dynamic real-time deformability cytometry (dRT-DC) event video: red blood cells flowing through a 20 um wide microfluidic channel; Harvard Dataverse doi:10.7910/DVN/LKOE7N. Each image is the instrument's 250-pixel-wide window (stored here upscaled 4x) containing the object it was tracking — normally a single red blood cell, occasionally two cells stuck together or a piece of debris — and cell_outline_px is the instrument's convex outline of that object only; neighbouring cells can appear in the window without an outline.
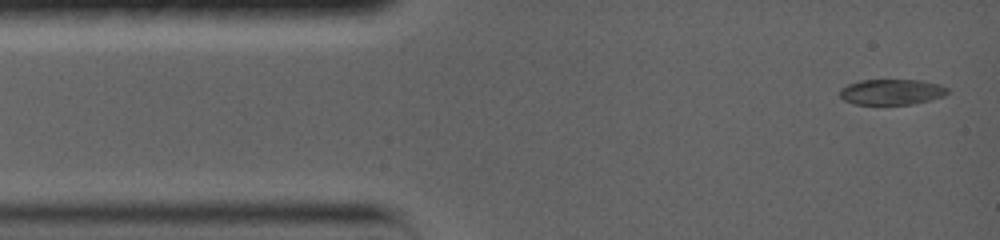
{"species": "common noctule bat (a hibernating species)", "species_latin": "Nyctalus noctula", "temperature_condition": "warm", "stored_images_in_passage": 9, "camera_frame_rate_fps": 5000, "um_per_image_px": 0.085, "animal": {"sex": "female", "body_mass_g": 19.0, "forearm_length_mm": 56.7}, "frame": {"image": 1, "passage_image": 1, "time_ms": 0.0, "image_size_px": [1000, 240], "cell_outline_px": [[948, 92], [944, 96], [912, 104], [856, 104], [844, 100], [840, 96], [840, 88], [848, 84], [860, 80], [920, 80], [940, 84], [948, 88]], "centroid_in_image_um": [75.79, 7.8], "position_along_channel_um": 9.2, "area_um2": 16.01}}
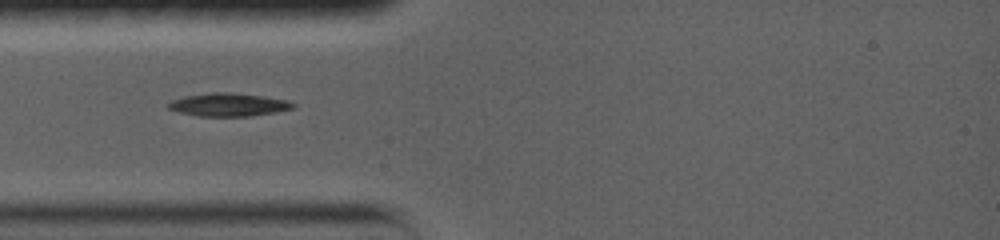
{"frame": {"image": 2, "passage_image": 5, "time_ms": 3.4, "image_size_px": [1000, 240], "cell_outline_px": [[296, 108], [276, 112], [248, 116], [196, 116], [180, 112], [168, 108], [168, 104], [172, 100], [184, 96], [208, 92], [228, 92], [264, 96], [288, 100], [296, 104]], "centroid_in_image_um": [19.45, 8.89], "position_along_channel_um": 65.5, "area_um2": 16.88}}
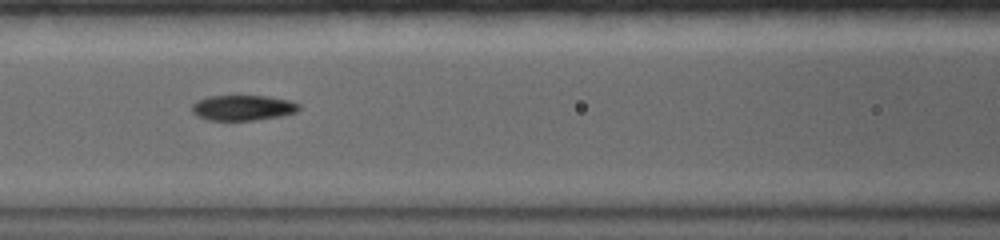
{"frame": {"image": 3, "passage_image": 8, "time_ms": 5.6, "image_size_px": [1000, 240], "cell_outline_px": [[300, 108], [296, 112], [280, 116], [256, 120], [208, 120], [196, 116], [192, 112], [192, 104], [208, 96], [268, 96], [288, 100], [300, 104]], "centroid_in_image_um": [20.64, 9.16], "position_along_channel_um": 146.0, "area_um2": 15.78}}